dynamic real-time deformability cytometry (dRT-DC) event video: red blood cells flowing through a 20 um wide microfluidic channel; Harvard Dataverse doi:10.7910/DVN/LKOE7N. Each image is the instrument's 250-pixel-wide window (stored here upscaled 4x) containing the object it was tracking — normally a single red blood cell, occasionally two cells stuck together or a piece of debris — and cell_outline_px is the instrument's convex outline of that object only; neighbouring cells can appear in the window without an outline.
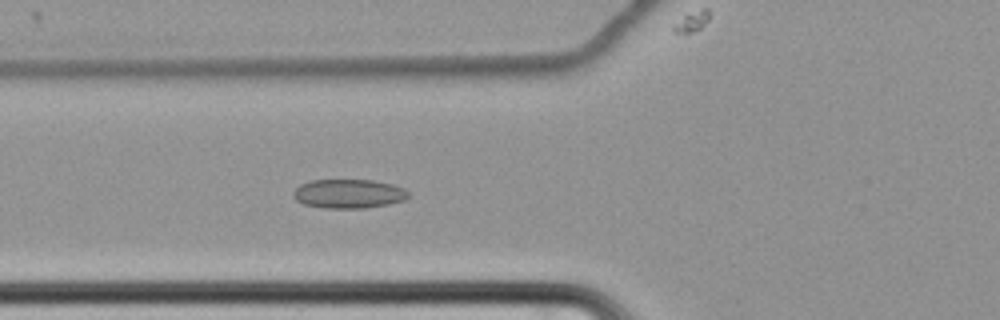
{"species": "common noctule bat (a hibernating species)", "species_latin": "Nyctalus noctula", "temperature_condition": "cold", "stored_images_in_passage": 35, "camera_frame_rate_fps": 3000, "um_per_image_px": 0.085, "animal": {"sex": "female", "body_mass_g": 22.7, "forearm_length_mm": 54.2}, "frame": {"image": 1, "passage_image": 30, "time_ms": 9.667, "image_size_px": [1000, 320], "cell_outline_px": [[408, 196], [404, 200], [388, 204], [364, 208], [324, 208], [304, 204], [296, 200], [292, 196], [292, 192], [300, 184], [312, 180], [372, 180], [392, 184], [404, 188], [408, 192]], "centroid_in_image_um": [29.61, 16.46], "position_along_channel_um": 96.2, "area_um2": 19.48}}
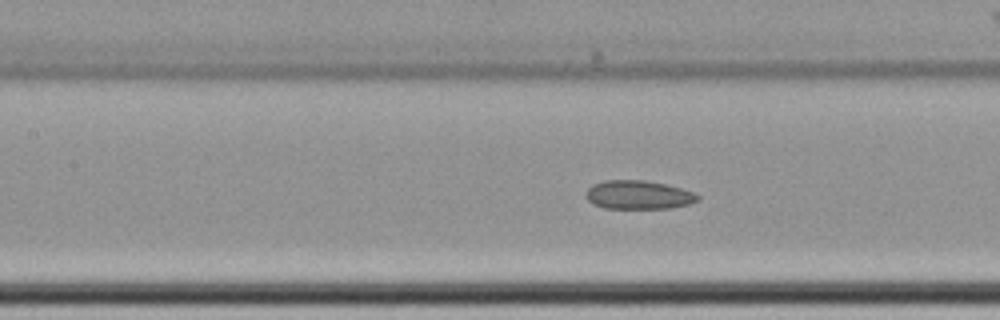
{"frame": {"image": 2, "passage_image": 35, "time_ms": 11.333, "image_size_px": [1000, 320], "cell_outline_px": [[700, 200], [688, 204], [672, 208], [604, 208], [592, 204], [584, 196], [584, 192], [592, 184], [604, 180], [644, 180], [664, 184], [696, 192], [700, 196]], "centroid_in_image_um": [54.24, 16.56], "position_along_channel_um": 153.2, "area_um2": 18.9}}